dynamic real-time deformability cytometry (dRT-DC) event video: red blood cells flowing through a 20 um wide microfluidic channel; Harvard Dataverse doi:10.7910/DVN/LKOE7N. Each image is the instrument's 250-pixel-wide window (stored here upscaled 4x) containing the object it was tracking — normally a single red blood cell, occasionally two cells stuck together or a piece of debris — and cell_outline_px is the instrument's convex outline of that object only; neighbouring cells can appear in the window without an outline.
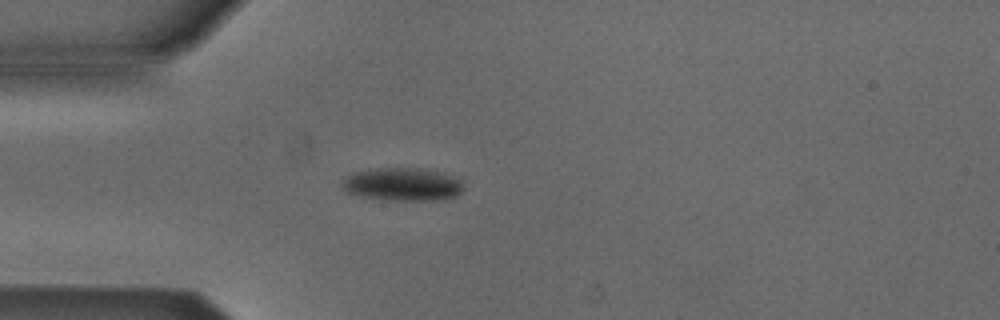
{"species": "Egyptian fruit bat (a non-hibernating species)", "species_latin": "Rousettus aegyptiacus", "temperature_condition": "cold", "stored_images_in_passage": 2, "camera_frame_rate_fps": 3000, "um_per_image_px": 0.085, "animal": {"sex": "male"}, "frame": {"image": 1, "passage_image": 2, "time_ms": 0.333, "image_size_px": [1000, 320], "cell_outline_px": [[464, 188], [456, 196], [444, 200], [388, 200], [360, 196], [344, 192], [340, 188], [340, 184], [348, 176], [356, 172], [376, 168], [416, 168], [444, 172], [460, 176]], "centroid_in_image_um": [34.26, 15.67], "position_along_channel_um": 50.7, "area_um2": 23.81}}